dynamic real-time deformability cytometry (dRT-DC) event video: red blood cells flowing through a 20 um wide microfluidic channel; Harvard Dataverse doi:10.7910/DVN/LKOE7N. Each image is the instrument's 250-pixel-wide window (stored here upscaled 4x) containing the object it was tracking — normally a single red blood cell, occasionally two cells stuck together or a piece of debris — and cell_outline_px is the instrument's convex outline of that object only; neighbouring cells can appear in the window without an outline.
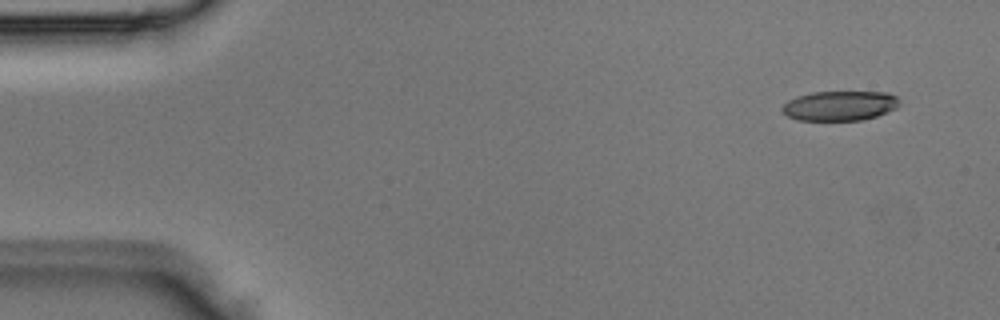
{"species": "Egyptian fruit bat (a non-hibernating species)", "species_latin": "Rousettus aegyptiacus", "temperature_condition": "room temperature", "stored_images_in_passage": 3, "camera_frame_rate_fps": 3000, "um_per_image_px": 0.085, "animal": {"sex": "male"}, "frame": {"image": 1, "passage_image": 1, "time_ms": 0.0, "image_size_px": [1000, 320], "cell_outline_px": [[900, 104], [896, 108], [876, 116], [860, 120], [796, 120], [788, 116], [780, 108], [788, 100], [796, 96], [812, 92], [888, 92], [896, 96], [900, 100]], "centroid_in_image_um": [71.38, 8.98], "position_along_channel_um": 13.6, "area_um2": 20.35}}